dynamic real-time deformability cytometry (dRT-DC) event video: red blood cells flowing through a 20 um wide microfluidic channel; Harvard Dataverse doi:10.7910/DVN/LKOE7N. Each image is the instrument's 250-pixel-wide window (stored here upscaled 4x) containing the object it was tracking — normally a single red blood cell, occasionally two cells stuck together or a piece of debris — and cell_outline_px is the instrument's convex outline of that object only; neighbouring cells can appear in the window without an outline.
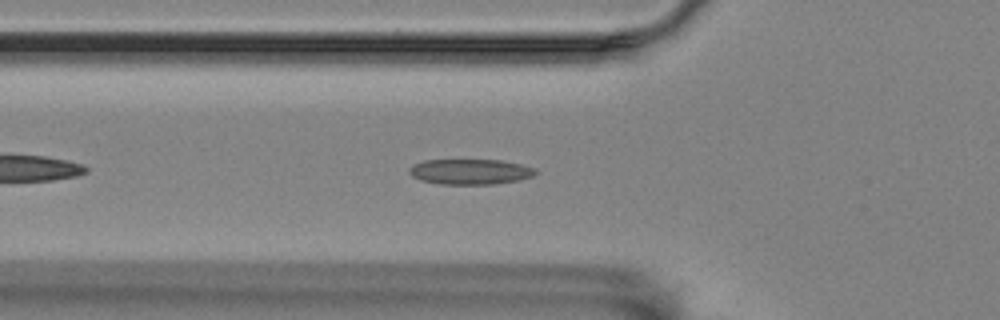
{"species": "Egyptian fruit bat (a non-hibernating species)", "species_latin": "Rousettus aegyptiacus", "temperature_condition": "room temperature", "stored_images_in_passage": 44, "camera_frame_rate_fps": 3000, "um_per_image_px": 0.085, "animal": {"sex": "female"}, "frame": {"image": 1, "passage_image": 7, "time_ms": 2.0, "image_size_px": [1000, 320], "cell_outline_px": [[540, 172], [532, 176], [520, 180], [496, 184], [440, 184], [420, 180], [412, 176], [408, 172], [408, 168], [412, 164], [424, 160], [500, 160], [520, 164], [536, 168]], "centroid_in_image_um": [39.97, 14.59], "position_along_channel_um": 85.8, "area_um2": 18.9}}
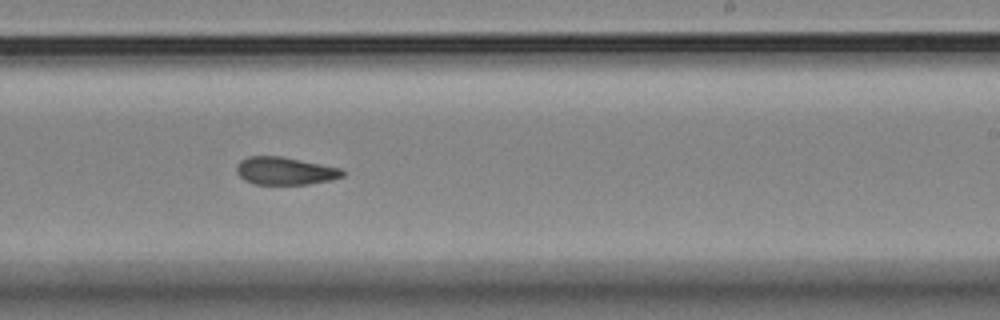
{"frame": {"image": 2, "passage_image": 22, "time_ms": 7.0, "image_size_px": [1000, 320], "cell_outline_px": [[344, 176], [332, 180], [308, 184], [256, 184], [244, 180], [236, 172], [236, 168], [240, 160], [248, 156], [280, 156], [340, 168], [344, 172]], "centroid_in_image_um": [24.21, 14.53], "position_along_channel_um": 264.8, "area_um2": 16.99}}
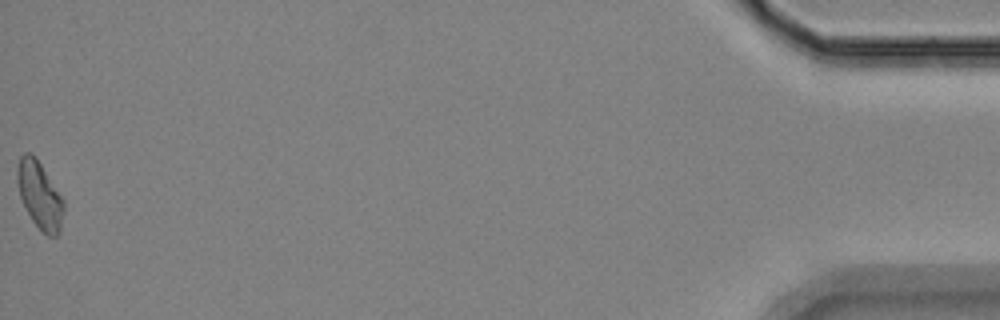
{"frame": {"image": 3, "passage_image": 44, "time_ms": 14.333, "image_size_px": [1000, 320], "cell_outline_px": [[64, 212], [60, 232], [56, 236], [48, 236], [32, 220], [20, 196], [16, 180], [16, 168], [20, 156], [24, 152], [28, 152], [36, 156], [64, 200]], "centroid_in_image_um": [3.37, 16.55], "position_along_channel_um": 431.8, "area_um2": 18.21}, "authors_computed_cell_mechanics": {"area_um2": 17.6579, "velocity_mm_per_s": 3.5643, "shape_relaxation_time_tau1_ms": null, "shape_relaxation_time_tau2_ms": 5.3349, "deformation_change_tau1": null, "deformation_change_tau2": 0.1278}}